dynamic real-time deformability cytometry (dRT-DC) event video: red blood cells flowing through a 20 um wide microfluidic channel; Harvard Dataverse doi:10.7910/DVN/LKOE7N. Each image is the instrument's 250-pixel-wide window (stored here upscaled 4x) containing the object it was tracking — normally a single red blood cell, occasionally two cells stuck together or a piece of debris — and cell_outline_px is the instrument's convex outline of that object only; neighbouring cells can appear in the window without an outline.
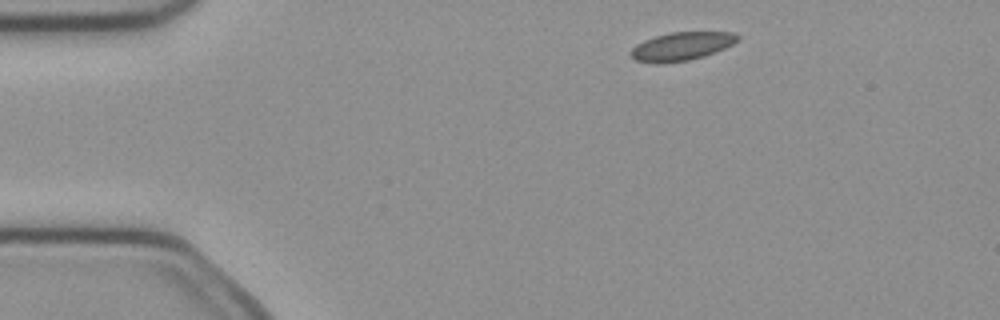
{"species": "common noctule bat (a hibernating species)", "species_latin": "Nyctalus noctula", "temperature_condition": "cold", "stored_images_in_passage": 5, "camera_frame_rate_fps": 3000, "um_per_image_px": 0.085, "animal": {"sex": "female", "body_mass_g": 21.9}, "frame": {"image": 1, "passage_image": 1, "time_ms": 0.0, "image_size_px": [1000, 320], "cell_outline_px": [[740, 40], [716, 52], [704, 56], [688, 60], [636, 60], [628, 52], [636, 44], [644, 40], [668, 32], [732, 32], [740, 36]], "centroid_in_image_um": [58.01, 3.87], "position_along_channel_um": 27.0, "area_um2": 16.94}}
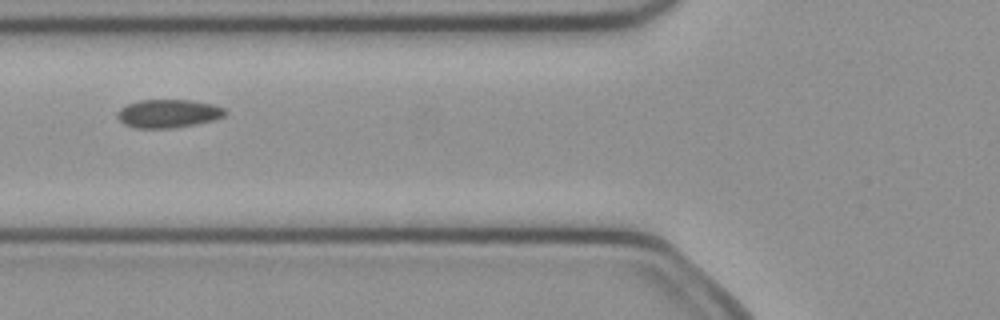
{"frame": {"image": 2, "passage_image": 4, "time_ms": 1.0, "image_size_px": [1000, 320], "cell_outline_px": [[228, 112], [224, 116], [212, 120], [192, 124], [168, 128], [136, 128], [124, 124], [116, 116], [116, 112], [120, 108], [128, 104], [140, 100], [192, 100], [212, 104], [224, 108]], "centroid_in_image_um": [14.28, 9.64], "position_along_channel_um": 111.5, "area_um2": 17.63}}
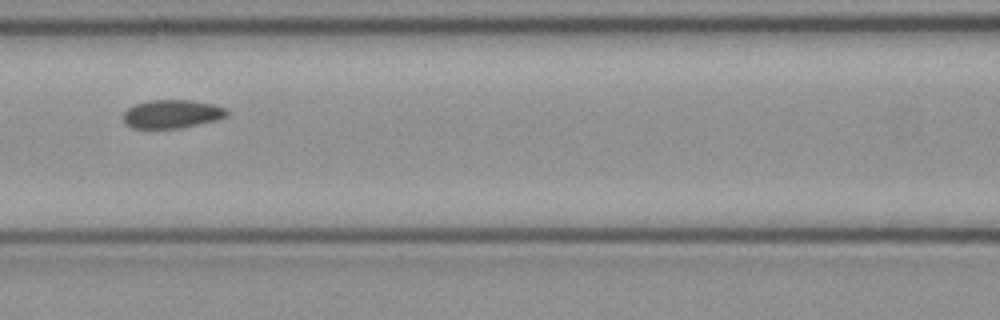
{"frame": {"image": 3, "passage_image": 5, "time_ms": 1.333, "image_size_px": [1000, 320], "cell_outline_px": [[232, 112], [228, 116], [216, 120], [180, 128], [132, 128], [124, 124], [124, 112], [128, 108], [136, 104], [148, 100], [192, 100], [212, 104], [228, 108]], "centroid_in_image_um": [14.66, 9.68], "position_along_channel_um": 151.9, "area_um2": 17.34}}